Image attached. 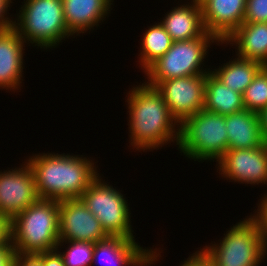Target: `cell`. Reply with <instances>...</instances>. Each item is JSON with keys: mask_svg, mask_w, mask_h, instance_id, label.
Here are the masks:
<instances>
[{"mask_svg": "<svg viewBox=\"0 0 267 266\" xmlns=\"http://www.w3.org/2000/svg\"><path fill=\"white\" fill-rule=\"evenodd\" d=\"M258 200L257 209H255L252 214L259 220L261 223L262 233L264 235V241L267 249V192L263 193Z\"/></svg>", "mask_w": 267, "mask_h": 266, "instance_id": "26", "label": "cell"}, {"mask_svg": "<svg viewBox=\"0 0 267 266\" xmlns=\"http://www.w3.org/2000/svg\"><path fill=\"white\" fill-rule=\"evenodd\" d=\"M201 9L206 32L223 43L243 23L246 0H207Z\"/></svg>", "mask_w": 267, "mask_h": 266, "instance_id": "15", "label": "cell"}, {"mask_svg": "<svg viewBox=\"0 0 267 266\" xmlns=\"http://www.w3.org/2000/svg\"><path fill=\"white\" fill-rule=\"evenodd\" d=\"M204 109L224 116L245 110L243 94L228 88L209 72L205 81Z\"/></svg>", "mask_w": 267, "mask_h": 266, "instance_id": "21", "label": "cell"}, {"mask_svg": "<svg viewBox=\"0 0 267 266\" xmlns=\"http://www.w3.org/2000/svg\"><path fill=\"white\" fill-rule=\"evenodd\" d=\"M228 133V149H252L263 146L264 139L259 115L256 112L242 110L225 116Z\"/></svg>", "mask_w": 267, "mask_h": 266, "instance_id": "19", "label": "cell"}, {"mask_svg": "<svg viewBox=\"0 0 267 266\" xmlns=\"http://www.w3.org/2000/svg\"><path fill=\"white\" fill-rule=\"evenodd\" d=\"M193 3H195L196 5L201 6L205 1L207 0H191Z\"/></svg>", "mask_w": 267, "mask_h": 266, "instance_id": "34", "label": "cell"}, {"mask_svg": "<svg viewBox=\"0 0 267 266\" xmlns=\"http://www.w3.org/2000/svg\"><path fill=\"white\" fill-rule=\"evenodd\" d=\"M12 266H43L36 254H15Z\"/></svg>", "mask_w": 267, "mask_h": 266, "instance_id": "29", "label": "cell"}, {"mask_svg": "<svg viewBox=\"0 0 267 266\" xmlns=\"http://www.w3.org/2000/svg\"><path fill=\"white\" fill-rule=\"evenodd\" d=\"M61 247L63 250L60 249ZM56 250L61 254L65 266L92 265L94 251V243L92 242L59 241Z\"/></svg>", "mask_w": 267, "mask_h": 266, "instance_id": "23", "label": "cell"}, {"mask_svg": "<svg viewBox=\"0 0 267 266\" xmlns=\"http://www.w3.org/2000/svg\"><path fill=\"white\" fill-rule=\"evenodd\" d=\"M234 57L226 63H219L220 65L211 68L210 72L228 88L243 94L263 65L236 55Z\"/></svg>", "mask_w": 267, "mask_h": 266, "instance_id": "20", "label": "cell"}, {"mask_svg": "<svg viewBox=\"0 0 267 266\" xmlns=\"http://www.w3.org/2000/svg\"><path fill=\"white\" fill-rule=\"evenodd\" d=\"M14 167L0 170V214L9 221L40 199L27 161Z\"/></svg>", "mask_w": 267, "mask_h": 266, "instance_id": "10", "label": "cell"}, {"mask_svg": "<svg viewBox=\"0 0 267 266\" xmlns=\"http://www.w3.org/2000/svg\"><path fill=\"white\" fill-rule=\"evenodd\" d=\"M243 22H267V0H246Z\"/></svg>", "mask_w": 267, "mask_h": 266, "instance_id": "25", "label": "cell"}, {"mask_svg": "<svg viewBox=\"0 0 267 266\" xmlns=\"http://www.w3.org/2000/svg\"><path fill=\"white\" fill-rule=\"evenodd\" d=\"M140 41V52L138 60L135 62L144 72L151 64L161 58L170 48L173 43L171 36L165 30L163 25L158 21L153 25L147 26Z\"/></svg>", "mask_w": 267, "mask_h": 266, "instance_id": "22", "label": "cell"}, {"mask_svg": "<svg viewBox=\"0 0 267 266\" xmlns=\"http://www.w3.org/2000/svg\"><path fill=\"white\" fill-rule=\"evenodd\" d=\"M26 44L14 27L0 30L1 91L6 90L9 93L21 91L22 83L24 84V50L28 46Z\"/></svg>", "mask_w": 267, "mask_h": 266, "instance_id": "14", "label": "cell"}, {"mask_svg": "<svg viewBox=\"0 0 267 266\" xmlns=\"http://www.w3.org/2000/svg\"><path fill=\"white\" fill-rule=\"evenodd\" d=\"M199 248L211 266H261L267 260L261 223L252 213L227 229L218 242Z\"/></svg>", "mask_w": 267, "mask_h": 266, "instance_id": "3", "label": "cell"}, {"mask_svg": "<svg viewBox=\"0 0 267 266\" xmlns=\"http://www.w3.org/2000/svg\"><path fill=\"white\" fill-rule=\"evenodd\" d=\"M181 262L179 266H211L198 251L190 254L187 259L184 258Z\"/></svg>", "mask_w": 267, "mask_h": 266, "instance_id": "31", "label": "cell"}, {"mask_svg": "<svg viewBox=\"0 0 267 266\" xmlns=\"http://www.w3.org/2000/svg\"><path fill=\"white\" fill-rule=\"evenodd\" d=\"M213 44L222 46V43L206 31L200 37L173 42L171 48L143 72V77L146 76L144 79L147 80L142 82L155 88L167 79L209 73L211 65L209 68L205 66V60Z\"/></svg>", "mask_w": 267, "mask_h": 266, "instance_id": "6", "label": "cell"}, {"mask_svg": "<svg viewBox=\"0 0 267 266\" xmlns=\"http://www.w3.org/2000/svg\"><path fill=\"white\" fill-rule=\"evenodd\" d=\"M102 178L104 176L99 174L79 199L100 221L109 236L135 239L136 236L133 235L135 232L131 225L132 214L126 194Z\"/></svg>", "mask_w": 267, "mask_h": 266, "instance_id": "8", "label": "cell"}, {"mask_svg": "<svg viewBox=\"0 0 267 266\" xmlns=\"http://www.w3.org/2000/svg\"><path fill=\"white\" fill-rule=\"evenodd\" d=\"M225 116L205 109L180 124L177 150L186 159L217 162L228 150Z\"/></svg>", "mask_w": 267, "mask_h": 266, "instance_id": "7", "label": "cell"}, {"mask_svg": "<svg viewBox=\"0 0 267 266\" xmlns=\"http://www.w3.org/2000/svg\"><path fill=\"white\" fill-rule=\"evenodd\" d=\"M15 256L14 248L10 240L3 246H0V266H12Z\"/></svg>", "mask_w": 267, "mask_h": 266, "instance_id": "30", "label": "cell"}, {"mask_svg": "<svg viewBox=\"0 0 267 266\" xmlns=\"http://www.w3.org/2000/svg\"><path fill=\"white\" fill-rule=\"evenodd\" d=\"M138 84V85H137ZM126 92L129 148L134 152H153L168 145L178 147L180 124L172 116L162 95L144 82ZM131 146V147H130Z\"/></svg>", "mask_w": 267, "mask_h": 266, "instance_id": "1", "label": "cell"}, {"mask_svg": "<svg viewBox=\"0 0 267 266\" xmlns=\"http://www.w3.org/2000/svg\"><path fill=\"white\" fill-rule=\"evenodd\" d=\"M65 23L75 36L97 30L111 16L114 0H62ZM113 5V6H112ZM89 30V31H88Z\"/></svg>", "mask_w": 267, "mask_h": 266, "instance_id": "16", "label": "cell"}, {"mask_svg": "<svg viewBox=\"0 0 267 266\" xmlns=\"http://www.w3.org/2000/svg\"><path fill=\"white\" fill-rule=\"evenodd\" d=\"M215 167L219 178L228 182L247 187L267 185V142L258 148L228 149Z\"/></svg>", "mask_w": 267, "mask_h": 266, "instance_id": "9", "label": "cell"}, {"mask_svg": "<svg viewBox=\"0 0 267 266\" xmlns=\"http://www.w3.org/2000/svg\"><path fill=\"white\" fill-rule=\"evenodd\" d=\"M260 127L264 139L267 141V107L259 113Z\"/></svg>", "mask_w": 267, "mask_h": 266, "instance_id": "33", "label": "cell"}, {"mask_svg": "<svg viewBox=\"0 0 267 266\" xmlns=\"http://www.w3.org/2000/svg\"><path fill=\"white\" fill-rule=\"evenodd\" d=\"M36 255L41 259L43 266H65L61 254L56 249Z\"/></svg>", "mask_w": 267, "mask_h": 266, "instance_id": "28", "label": "cell"}, {"mask_svg": "<svg viewBox=\"0 0 267 266\" xmlns=\"http://www.w3.org/2000/svg\"><path fill=\"white\" fill-rule=\"evenodd\" d=\"M15 254L55 250L59 243V201L39 199L9 221Z\"/></svg>", "mask_w": 267, "mask_h": 266, "instance_id": "4", "label": "cell"}, {"mask_svg": "<svg viewBox=\"0 0 267 266\" xmlns=\"http://www.w3.org/2000/svg\"><path fill=\"white\" fill-rule=\"evenodd\" d=\"M206 74L167 79L155 88L162 95L172 116L181 124L205 106Z\"/></svg>", "mask_w": 267, "mask_h": 266, "instance_id": "11", "label": "cell"}, {"mask_svg": "<svg viewBox=\"0 0 267 266\" xmlns=\"http://www.w3.org/2000/svg\"><path fill=\"white\" fill-rule=\"evenodd\" d=\"M222 45L234 47L237 57L267 66V22H243Z\"/></svg>", "mask_w": 267, "mask_h": 266, "instance_id": "18", "label": "cell"}, {"mask_svg": "<svg viewBox=\"0 0 267 266\" xmlns=\"http://www.w3.org/2000/svg\"><path fill=\"white\" fill-rule=\"evenodd\" d=\"M246 110L259 113L267 107V66H263L243 93Z\"/></svg>", "mask_w": 267, "mask_h": 266, "instance_id": "24", "label": "cell"}, {"mask_svg": "<svg viewBox=\"0 0 267 266\" xmlns=\"http://www.w3.org/2000/svg\"><path fill=\"white\" fill-rule=\"evenodd\" d=\"M25 158L33 171L40 199H79L100 174L98 161L86 155L51 151L32 153Z\"/></svg>", "mask_w": 267, "mask_h": 266, "instance_id": "2", "label": "cell"}, {"mask_svg": "<svg viewBox=\"0 0 267 266\" xmlns=\"http://www.w3.org/2000/svg\"><path fill=\"white\" fill-rule=\"evenodd\" d=\"M109 235L80 199L59 201V241L96 243Z\"/></svg>", "mask_w": 267, "mask_h": 266, "instance_id": "13", "label": "cell"}, {"mask_svg": "<svg viewBox=\"0 0 267 266\" xmlns=\"http://www.w3.org/2000/svg\"><path fill=\"white\" fill-rule=\"evenodd\" d=\"M153 248L154 245L151 248L141 246L136 239L108 236L94 243L92 266L98 261L101 264L105 261L106 266H153L163 253V248Z\"/></svg>", "mask_w": 267, "mask_h": 266, "instance_id": "12", "label": "cell"}, {"mask_svg": "<svg viewBox=\"0 0 267 266\" xmlns=\"http://www.w3.org/2000/svg\"><path fill=\"white\" fill-rule=\"evenodd\" d=\"M14 0H0V30H5L14 27L15 24V14L10 15L8 12ZM9 7V8H8ZM10 15V16H9Z\"/></svg>", "mask_w": 267, "mask_h": 266, "instance_id": "27", "label": "cell"}, {"mask_svg": "<svg viewBox=\"0 0 267 266\" xmlns=\"http://www.w3.org/2000/svg\"><path fill=\"white\" fill-rule=\"evenodd\" d=\"M21 3L15 14L14 28L28 46L47 52L66 39L76 37L66 26L62 0H23Z\"/></svg>", "mask_w": 267, "mask_h": 266, "instance_id": "5", "label": "cell"}, {"mask_svg": "<svg viewBox=\"0 0 267 266\" xmlns=\"http://www.w3.org/2000/svg\"><path fill=\"white\" fill-rule=\"evenodd\" d=\"M181 1H178L175 7H171L170 11L165 13V17L160 18V23L173 42L191 40L200 37L206 31L201 6L191 0Z\"/></svg>", "mask_w": 267, "mask_h": 266, "instance_id": "17", "label": "cell"}, {"mask_svg": "<svg viewBox=\"0 0 267 266\" xmlns=\"http://www.w3.org/2000/svg\"><path fill=\"white\" fill-rule=\"evenodd\" d=\"M9 220L0 214V246L10 240Z\"/></svg>", "mask_w": 267, "mask_h": 266, "instance_id": "32", "label": "cell"}]
</instances>
